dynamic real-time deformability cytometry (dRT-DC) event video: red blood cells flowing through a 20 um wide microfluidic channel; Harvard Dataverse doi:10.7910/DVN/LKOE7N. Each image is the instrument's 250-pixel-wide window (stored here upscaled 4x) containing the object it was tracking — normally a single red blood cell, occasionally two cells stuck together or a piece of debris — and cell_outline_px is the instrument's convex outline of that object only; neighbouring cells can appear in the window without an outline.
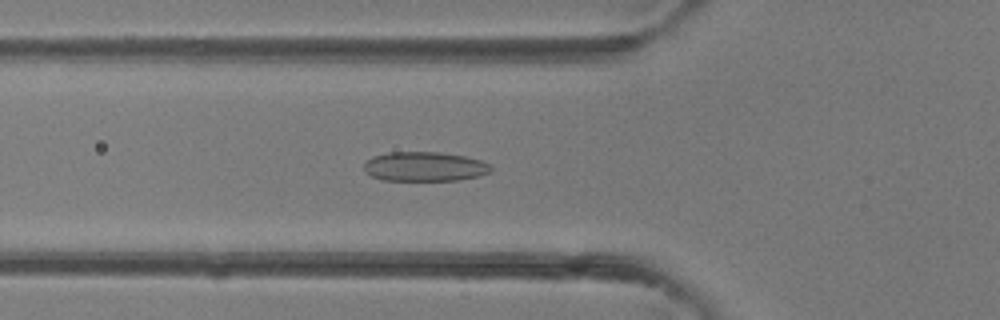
{"species": "common noctule bat (a hibernating species)", "species_latin": "Nyctalus noctula", "temperature_condition": "room temperature", "stored_images_in_passage": 41, "camera_frame_rate_fps": 3000, "um_per_image_px": 0.085, "animal": {"sex": "female"}, "frame": {"image": 1, "passage_image": 15, "time_ms": 4.667, "image_size_px": [1000, 320], "cell_outline_px": [[492, 172], [480, 176], [456, 180], [380, 180], [364, 172], [364, 164], [372, 156], [388, 152], [440, 152], [464, 156], [480, 160], [492, 164]], "centroid_in_image_um": [36.11, 14.16], "position_along_channel_um": 89.7, "area_um2": 21.96}}
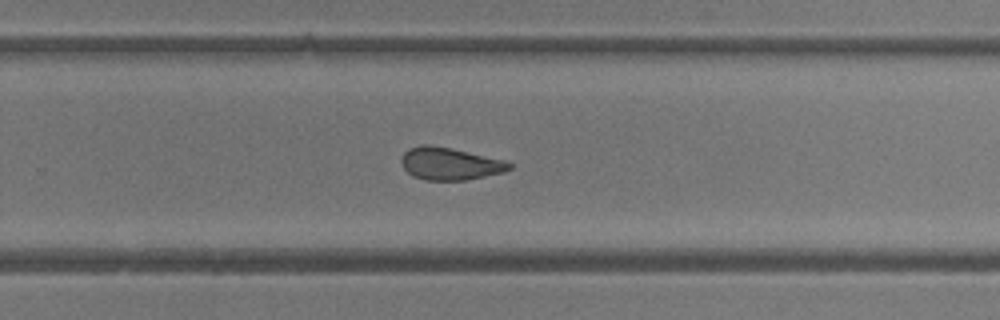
{"frame": {"image": 2, "passage_image": 27, "time_ms": 8.667, "image_size_px": [1000, 320], "cell_outline_px": [[512, 168], [504, 172], [464, 180], [424, 180], [412, 176], [400, 164], [400, 160], [404, 152], [408, 148], [420, 144], [428, 144], [452, 148], [504, 160], [512, 164]], "centroid_in_image_um": [38.2, 13.9], "position_along_channel_um": 291.6, "area_um2": 20.52}}
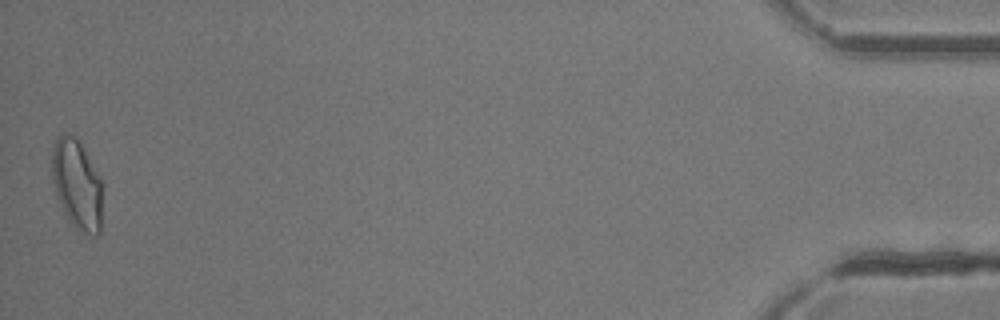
{"frame": {"image": 3, "passage_image": 41, "time_ms": 13.333, "image_size_px": [1000, 320], "cell_outline_px": [[104, 184], [100, 232], [96, 236], [92, 236], [76, 228], [68, 220], [56, 196], [52, 176], [52, 152], [56, 136], [60, 132], [68, 132], [80, 144]], "centroid_in_image_um": [6.56, 15.7], "position_along_channel_um": 428.6, "area_um2": 26.7}}